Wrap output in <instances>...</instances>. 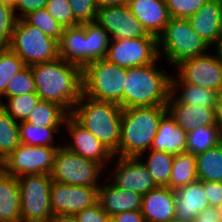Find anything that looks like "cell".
I'll return each mask as SVG.
<instances>
[{"label": "cell", "instance_id": "3", "mask_svg": "<svg viewBox=\"0 0 222 222\" xmlns=\"http://www.w3.org/2000/svg\"><path fill=\"white\" fill-rule=\"evenodd\" d=\"M166 112V106L122 109L118 156L142 158L148 153Z\"/></svg>", "mask_w": 222, "mask_h": 222}, {"label": "cell", "instance_id": "37", "mask_svg": "<svg viewBox=\"0 0 222 222\" xmlns=\"http://www.w3.org/2000/svg\"><path fill=\"white\" fill-rule=\"evenodd\" d=\"M31 26L37 27L46 36L60 40L64 27L45 9L33 11L23 18Z\"/></svg>", "mask_w": 222, "mask_h": 222}, {"label": "cell", "instance_id": "19", "mask_svg": "<svg viewBox=\"0 0 222 222\" xmlns=\"http://www.w3.org/2000/svg\"><path fill=\"white\" fill-rule=\"evenodd\" d=\"M175 218L191 222L205 208L210 207L204 191V181H195L191 184L174 190Z\"/></svg>", "mask_w": 222, "mask_h": 222}, {"label": "cell", "instance_id": "8", "mask_svg": "<svg viewBox=\"0 0 222 222\" xmlns=\"http://www.w3.org/2000/svg\"><path fill=\"white\" fill-rule=\"evenodd\" d=\"M20 191L21 222H47L53 215L50 175L33 174L17 177Z\"/></svg>", "mask_w": 222, "mask_h": 222}, {"label": "cell", "instance_id": "55", "mask_svg": "<svg viewBox=\"0 0 222 222\" xmlns=\"http://www.w3.org/2000/svg\"><path fill=\"white\" fill-rule=\"evenodd\" d=\"M3 170V160L0 159V172Z\"/></svg>", "mask_w": 222, "mask_h": 222}, {"label": "cell", "instance_id": "26", "mask_svg": "<svg viewBox=\"0 0 222 222\" xmlns=\"http://www.w3.org/2000/svg\"><path fill=\"white\" fill-rule=\"evenodd\" d=\"M0 222H21L17 177L0 172Z\"/></svg>", "mask_w": 222, "mask_h": 222}, {"label": "cell", "instance_id": "36", "mask_svg": "<svg viewBox=\"0 0 222 222\" xmlns=\"http://www.w3.org/2000/svg\"><path fill=\"white\" fill-rule=\"evenodd\" d=\"M40 100L36 93H28L7 98V103L3 102L0 106L19 123L28 118L31 110L37 106Z\"/></svg>", "mask_w": 222, "mask_h": 222}, {"label": "cell", "instance_id": "51", "mask_svg": "<svg viewBox=\"0 0 222 222\" xmlns=\"http://www.w3.org/2000/svg\"><path fill=\"white\" fill-rule=\"evenodd\" d=\"M214 46V56L222 63V36L212 45Z\"/></svg>", "mask_w": 222, "mask_h": 222}, {"label": "cell", "instance_id": "45", "mask_svg": "<svg viewBox=\"0 0 222 222\" xmlns=\"http://www.w3.org/2000/svg\"><path fill=\"white\" fill-rule=\"evenodd\" d=\"M204 191L210 207H220L222 204V184L220 182H204Z\"/></svg>", "mask_w": 222, "mask_h": 222}, {"label": "cell", "instance_id": "40", "mask_svg": "<svg viewBox=\"0 0 222 222\" xmlns=\"http://www.w3.org/2000/svg\"><path fill=\"white\" fill-rule=\"evenodd\" d=\"M209 0H165L171 18H188Z\"/></svg>", "mask_w": 222, "mask_h": 222}, {"label": "cell", "instance_id": "48", "mask_svg": "<svg viewBox=\"0 0 222 222\" xmlns=\"http://www.w3.org/2000/svg\"><path fill=\"white\" fill-rule=\"evenodd\" d=\"M215 122L222 135V91L218 93L215 106Z\"/></svg>", "mask_w": 222, "mask_h": 222}, {"label": "cell", "instance_id": "52", "mask_svg": "<svg viewBox=\"0 0 222 222\" xmlns=\"http://www.w3.org/2000/svg\"><path fill=\"white\" fill-rule=\"evenodd\" d=\"M17 0H0V3L14 7Z\"/></svg>", "mask_w": 222, "mask_h": 222}, {"label": "cell", "instance_id": "10", "mask_svg": "<svg viewBox=\"0 0 222 222\" xmlns=\"http://www.w3.org/2000/svg\"><path fill=\"white\" fill-rule=\"evenodd\" d=\"M60 147L32 146L20 144L3 159V171L14 177L24 175H50L54 157Z\"/></svg>", "mask_w": 222, "mask_h": 222}, {"label": "cell", "instance_id": "27", "mask_svg": "<svg viewBox=\"0 0 222 222\" xmlns=\"http://www.w3.org/2000/svg\"><path fill=\"white\" fill-rule=\"evenodd\" d=\"M70 114L56 103L40 100L25 120L38 127H62Z\"/></svg>", "mask_w": 222, "mask_h": 222}, {"label": "cell", "instance_id": "35", "mask_svg": "<svg viewBox=\"0 0 222 222\" xmlns=\"http://www.w3.org/2000/svg\"><path fill=\"white\" fill-rule=\"evenodd\" d=\"M25 66L19 56L8 47L0 48V105L3 103L2 96L5 94L8 82Z\"/></svg>", "mask_w": 222, "mask_h": 222}, {"label": "cell", "instance_id": "12", "mask_svg": "<svg viewBox=\"0 0 222 222\" xmlns=\"http://www.w3.org/2000/svg\"><path fill=\"white\" fill-rule=\"evenodd\" d=\"M177 78L187 84L222 91V63L213 54H204L175 65Z\"/></svg>", "mask_w": 222, "mask_h": 222}, {"label": "cell", "instance_id": "7", "mask_svg": "<svg viewBox=\"0 0 222 222\" xmlns=\"http://www.w3.org/2000/svg\"><path fill=\"white\" fill-rule=\"evenodd\" d=\"M8 48L17 54L26 66L59 58L58 42L24 19L17 20Z\"/></svg>", "mask_w": 222, "mask_h": 222}, {"label": "cell", "instance_id": "39", "mask_svg": "<svg viewBox=\"0 0 222 222\" xmlns=\"http://www.w3.org/2000/svg\"><path fill=\"white\" fill-rule=\"evenodd\" d=\"M45 9L64 28L80 24L73 16L71 5L68 0H47Z\"/></svg>", "mask_w": 222, "mask_h": 222}, {"label": "cell", "instance_id": "5", "mask_svg": "<svg viewBox=\"0 0 222 222\" xmlns=\"http://www.w3.org/2000/svg\"><path fill=\"white\" fill-rule=\"evenodd\" d=\"M126 68L103 58L82 69V93L94 100L112 102L124 109Z\"/></svg>", "mask_w": 222, "mask_h": 222}, {"label": "cell", "instance_id": "34", "mask_svg": "<svg viewBox=\"0 0 222 222\" xmlns=\"http://www.w3.org/2000/svg\"><path fill=\"white\" fill-rule=\"evenodd\" d=\"M20 144L19 123L0 106V159H5Z\"/></svg>", "mask_w": 222, "mask_h": 222}, {"label": "cell", "instance_id": "11", "mask_svg": "<svg viewBox=\"0 0 222 222\" xmlns=\"http://www.w3.org/2000/svg\"><path fill=\"white\" fill-rule=\"evenodd\" d=\"M120 67H139L160 59L157 37L111 39L105 57Z\"/></svg>", "mask_w": 222, "mask_h": 222}, {"label": "cell", "instance_id": "42", "mask_svg": "<svg viewBox=\"0 0 222 222\" xmlns=\"http://www.w3.org/2000/svg\"><path fill=\"white\" fill-rule=\"evenodd\" d=\"M74 18L80 23L95 21L97 14L96 0H68Z\"/></svg>", "mask_w": 222, "mask_h": 222}, {"label": "cell", "instance_id": "47", "mask_svg": "<svg viewBox=\"0 0 222 222\" xmlns=\"http://www.w3.org/2000/svg\"><path fill=\"white\" fill-rule=\"evenodd\" d=\"M191 222H222L221 215L218 208L207 207L199 215H197Z\"/></svg>", "mask_w": 222, "mask_h": 222}, {"label": "cell", "instance_id": "29", "mask_svg": "<svg viewBox=\"0 0 222 222\" xmlns=\"http://www.w3.org/2000/svg\"><path fill=\"white\" fill-rule=\"evenodd\" d=\"M197 180L196 156L189 152L175 155L168 187L177 190Z\"/></svg>", "mask_w": 222, "mask_h": 222}, {"label": "cell", "instance_id": "33", "mask_svg": "<svg viewBox=\"0 0 222 222\" xmlns=\"http://www.w3.org/2000/svg\"><path fill=\"white\" fill-rule=\"evenodd\" d=\"M61 127H38L27 121L19 122V136L22 144L32 146L61 147L54 144V135Z\"/></svg>", "mask_w": 222, "mask_h": 222}, {"label": "cell", "instance_id": "21", "mask_svg": "<svg viewBox=\"0 0 222 222\" xmlns=\"http://www.w3.org/2000/svg\"><path fill=\"white\" fill-rule=\"evenodd\" d=\"M167 112L186 133L201 126L217 125L213 108L193 107L177 102L171 95L166 103Z\"/></svg>", "mask_w": 222, "mask_h": 222}, {"label": "cell", "instance_id": "2", "mask_svg": "<svg viewBox=\"0 0 222 222\" xmlns=\"http://www.w3.org/2000/svg\"><path fill=\"white\" fill-rule=\"evenodd\" d=\"M70 115L97 138L115 158L118 156L122 115L120 105L94 100L82 93Z\"/></svg>", "mask_w": 222, "mask_h": 222}, {"label": "cell", "instance_id": "20", "mask_svg": "<svg viewBox=\"0 0 222 222\" xmlns=\"http://www.w3.org/2000/svg\"><path fill=\"white\" fill-rule=\"evenodd\" d=\"M128 7L147 32L156 37L164 31L171 18L165 0H130Z\"/></svg>", "mask_w": 222, "mask_h": 222}, {"label": "cell", "instance_id": "30", "mask_svg": "<svg viewBox=\"0 0 222 222\" xmlns=\"http://www.w3.org/2000/svg\"><path fill=\"white\" fill-rule=\"evenodd\" d=\"M110 40L108 32L96 21L86 23V65L106 57Z\"/></svg>", "mask_w": 222, "mask_h": 222}, {"label": "cell", "instance_id": "50", "mask_svg": "<svg viewBox=\"0 0 222 222\" xmlns=\"http://www.w3.org/2000/svg\"><path fill=\"white\" fill-rule=\"evenodd\" d=\"M47 222H78L72 214H53Z\"/></svg>", "mask_w": 222, "mask_h": 222}, {"label": "cell", "instance_id": "54", "mask_svg": "<svg viewBox=\"0 0 222 222\" xmlns=\"http://www.w3.org/2000/svg\"><path fill=\"white\" fill-rule=\"evenodd\" d=\"M218 211H219V214L221 215V220H222V204L220 207H218Z\"/></svg>", "mask_w": 222, "mask_h": 222}, {"label": "cell", "instance_id": "53", "mask_svg": "<svg viewBox=\"0 0 222 222\" xmlns=\"http://www.w3.org/2000/svg\"><path fill=\"white\" fill-rule=\"evenodd\" d=\"M167 222H185V221H183V220H181V219L173 218V219H170V220L167 221Z\"/></svg>", "mask_w": 222, "mask_h": 222}, {"label": "cell", "instance_id": "25", "mask_svg": "<svg viewBox=\"0 0 222 222\" xmlns=\"http://www.w3.org/2000/svg\"><path fill=\"white\" fill-rule=\"evenodd\" d=\"M178 91H180V94ZM170 95L177 102L197 108L208 107L215 110L218 92L197 85L184 83L176 76H173L170 79Z\"/></svg>", "mask_w": 222, "mask_h": 222}, {"label": "cell", "instance_id": "17", "mask_svg": "<svg viewBox=\"0 0 222 222\" xmlns=\"http://www.w3.org/2000/svg\"><path fill=\"white\" fill-rule=\"evenodd\" d=\"M187 19L194 32L212 48L222 36V0H209Z\"/></svg>", "mask_w": 222, "mask_h": 222}, {"label": "cell", "instance_id": "49", "mask_svg": "<svg viewBox=\"0 0 222 222\" xmlns=\"http://www.w3.org/2000/svg\"><path fill=\"white\" fill-rule=\"evenodd\" d=\"M130 0H96L98 8L128 5Z\"/></svg>", "mask_w": 222, "mask_h": 222}, {"label": "cell", "instance_id": "13", "mask_svg": "<svg viewBox=\"0 0 222 222\" xmlns=\"http://www.w3.org/2000/svg\"><path fill=\"white\" fill-rule=\"evenodd\" d=\"M99 187L67 185L53 181L50 205L53 214H72L98 203Z\"/></svg>", "mask_w": 222, "mask_h": 222}, {"label": "cell", "instance_id": "44", "mask_svg": "<svg viewBox=\"0 0 222 222\" xmlns=\"http://www.w3.org/2000/svg\"><path fill=\"white\" fill-rule=\"evenodd\" d=\"M46 3L47 0H17L13 9L15 11L16 17L18 19H23L31 12L45 8Z\"/></svg>", "mask_w": 222, "mask_h": 222}, {"label": "cell", "instance_id": "6", "mask_svg": "<svg viewBox=\"0 0 222 222\" xmlns=\"http://www.w3.org/2000/svg\"><path fill=\"white\" fill-rule=\"evenodd\" d=\"M157 42L159 57L164 56L172 66L204 55L211 48L194 32L187 18H170Z\"/></svg>", "mask_w": 222, "mask_h": 222}, {"label": "cell", "instance_id": "9", "mask_svg": "<svg viewBox=\"0 0 222 222\" xmlns=\"http://www.w3.org/2000/svg\"><path fill=\"white\" fill-rule=\"evenodd\" d=\"M104 169L99 163L86 159L61 146L55 154L50 176L53 181L62 184L100 187V175Z\"/></svg>", "mask_w": 222, "mask_h": 222}, {"label": "cell", "instance_id": "4", "mask_svg": "<svg viewBox=\"0 0 222 222\" xmlns=\"http://www.w3.org/2000/svg\"><path fill=\"white\" fill-rule=\"evenodd\" d=\"M158 59L144 66L126 68L124 109L166 106L171 75L156 68Z\"/></svg>", "mask_w": 222, "mask_h": 222}, {"label": "cell", "instance_id": "23", "mask_svg": "<svg viewBox=\"0 0 222 222\" xmlns=\"http://www.w3.org/2000/svg\"><path fill=\"white\" fill-rule=\"evenodd\" d=\"M187 133L183 131L166 112L160 121L157 133L152 141L150 149L160 150L172 155L186 152Z\"/></svg>", "mask_w": 222, "mask_h": 222}, {"label": "cell", "instance_id": "15", "mask_svg": "<svg viewBox=\"0 0 222 222\" xmlns=\"http://www.w3.org/2000/svg\"><path fill=\"white\" fill-rule=\"evenodd\" d=\"M117 157L109 180L120 189L147 194L157 187L146 166L138 157Z\"/></svg>", "mask_w": 222, "mask_h": 222}, {"label": "cell", "instance_id": "18", "mask_svg": "<svg viewBox=\"0 0 222 222\" xmlns=\"http://www.w3.org/2000/svg\"><path fill=\"white\" fill-rule=\"evenodd\" d=\"M174 190L157 186L142 197L141 213L146 222H167L175 218Z\"/></svg>", "mask_w": 222, "mask_h": 222}, {"label": "cell", "instance_id": "38", "mask_svg": "<svg viewBox=\"0 0 222 222\" xmlns=\"http://www.w3.org/2000/svg\"><path fill=\"white\" fill-rule=\"evenodd\" d=\"M28 93H36L34 76L30 66H25L7 84L4 97L10 98Z\"/></svg>", "mask_w": 222, "mask_h": 222}, {"label": "cell", "instance_id": "24", "mask_svg": "<svg viewBox=\"0 0 222 222\" xmlns=\"http://www.w3.org/2000/svg\"><path fill=\"white\" fill-rule=\"evenodd\" d=\"M58 54L82 69L86 66V23L64 28L58 41Z\"/></svg>", "mask_w": 222, "mask_h": 222}, {"label": "cell", "instance_id": "31", "mask_svg": "<svg viewBox=\"0 0 222 222\" xmlns=\"http://www.w3.org/2000/svg\"><path fill=\"white\" fill-rule=\"evenodd\" d=\"M148 154L149 155H147V160L145 162L141 158L139 159L146 166L157 186L168 187L174 155L152 149H149Z\"/></svg>", "mask_w": 222, "mask_h": 222}, {"label": "cell", "instance_id": "41", "mask_svg": "<svg viewBox=\"0 0 222 222\" xmlns=\"http://www.w3.org/2000/svg\"><path fill=\"white\" fill-rule=\"evenodd\" d=\"M17 20L13 7L0 3V48L8 47Z\"/></svg>", "mask_w": 222, "mask_h": 222}, {"label": "cell", "instance_id": "14", "mask_svg": "<svg viewBox=\"0 0 222 222\" xmlns=\"http://www.w3.org/2000/svg\"><path fill=\"white\" fill-rule=\"evenodd\" d=\"M95 21L108 32L111 39L156 37L147 32L128 5L98 8Z\"/></svg>", "mask_w": 222, "mask_h": 222}, {"label": "cell", "instance_id": "28", "mask_svg": "<svg viewBox=\"0 0 222 222\" xmlns=\"http://www.w3.org/2000/svg\"><path fill=\"white\" fill-rule=\"evenodd\" d=\"M196 171L199 181L220 182L222 176V142L196 155Z\"/></svg>", "mask_w": 222, "mask_h": 222}, {"label": "cell", "instance_id": "22", "mask_svg": "<svg viewBox=\"0 0 222 222\" xmlns=\"http://www.w3.org/2000/svg\"><path fill=\"white\" fill-rule=\"evenodd\" d=\"M142 197L139 193L120 189L108 182L99 187L98 202L111 218L118 213L141 210Z\"/></svg>", "mask_w": 222, "mask_h": 222}, {"label": "cell", "instance_id": "46", "mask_svg": "<svg viewBox=\"0 0 222 222\" xmlns=\"http://www.w3.org/2000/svg\"><path fill=\"white\" fill-rule=\"evenodd\" d=\"M110 220L112 222H146L141 210L118 213Z\"/></svg>", "mask_w": 222, "mask_h": 222}, {"label": "cell", "instance_id": "1", "mask_svg": "<svg viewBox=\"0 0 222 222\" xmlns=\"http://www.w3.org/2000/svg\"><path fill=\"white\" fill-rule=\"evenodd\" d=\"M30 68L39 98L56 103L71 114L82 95V68L60 57Z\"/></svg>", "mask_w": 222, "mask_h": 222}, {"label": "cell", "instance_id": "32", "mask_svg": "<svg viewBox=\"0 0 222 222\" xmlns=\"http://www.w3.org/2000/svg\"><path fill=\"white\" fill-rule=\"evenodd\" d=\"M186 152L197 155L222 142V135L217 125L201 126L187 132Z\"/></svg>", "mask_w": 222, "mask_h": 222}, {"label": "cell", "instance_id": "43", "mask_svg": "<svg viewBox=\"0 0 222 222\" xmlns=\"http://www.w3.org/2000/svg\"><path fill=\"white\" fill-rule=\"evenodd\" d=\"M78 222H109V215L102 209L100 203L75 214Z\"/></svg>", "mask_w": 222, "mask_h": 222}, {"label": "cell", "instance_id": "16", "mask_svg": "<svg viewBox=\"0 0 222 222\" xmlns=\"http://www.w3.org/2000/svg\"><path fill=\"white\" fill-rule=\"evenodd\" d=\"M64 126L72 139L71 143L63 145L67 150L99 163L103 168L114 161V155L71 115L66 118Z\"/></svg>", "mask_w": 222, "mask_h": 222}]
</instances>
